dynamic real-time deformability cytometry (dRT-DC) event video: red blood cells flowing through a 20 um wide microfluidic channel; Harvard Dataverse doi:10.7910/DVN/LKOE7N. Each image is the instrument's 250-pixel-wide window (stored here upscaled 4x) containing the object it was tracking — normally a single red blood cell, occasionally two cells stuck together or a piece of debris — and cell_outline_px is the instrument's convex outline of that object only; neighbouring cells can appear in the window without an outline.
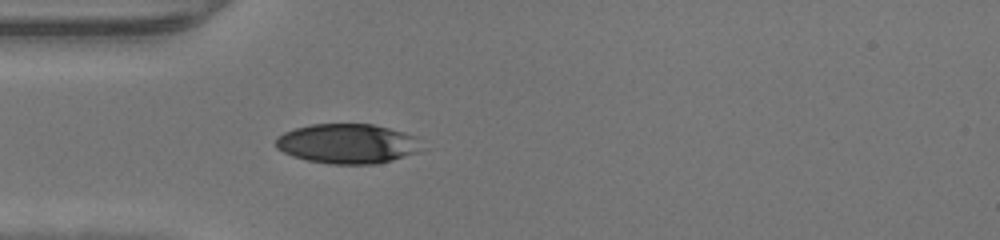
{"species": "human", "species_latin": "Homo sapiens", "temperature_condition": "warm", "stored_images_in_passage": 34, "camera_frame_rate_fps": 3000, "um_per_image_px": 0.085, "donor": {"sex": "male"}, "frame": {"image": 1, "passage_image": 1, "time_ms": 0.0, "image_size_px": [1000, 240], "cell_outline_px": [[420, 152], [392, 160], [376, 164], [328, 164], [308, 160], [292, 156], [276, 148], [276, 136], [284, 132], [296, 128], [312, 124], [372, 124], [404, 132], [416, 136]], "centroid_in_image_um": [29.51, 12.22], "position_along_channel_um": 55.5, "area_um2": 33.7}}
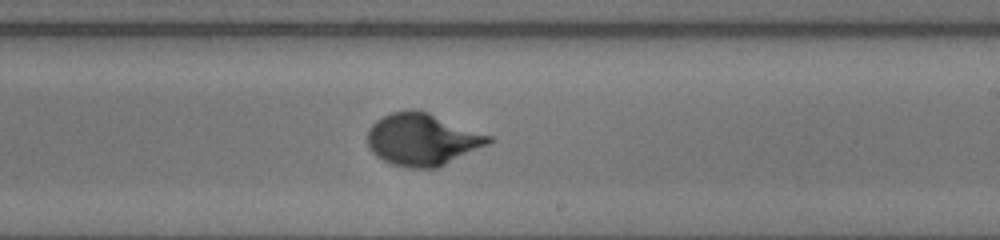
{"frame": {"image": 2, "passage_image": 15, "time_ms": 4.667, "image_size_px": [1000, 240], "cell_outline_px": [[492, 140], [488, 144], [440, 168], [408, 168], [392, 164], [376, 156], [368, 148], [368, 128], [376, 120], [392, 112], [412, 108], [416, 108], [428, 112], [492, 136]], "centroid_in_image_um": [35.89, 11.85], "position_along_channel_um": 253.1, "area_um2": 37.05}}
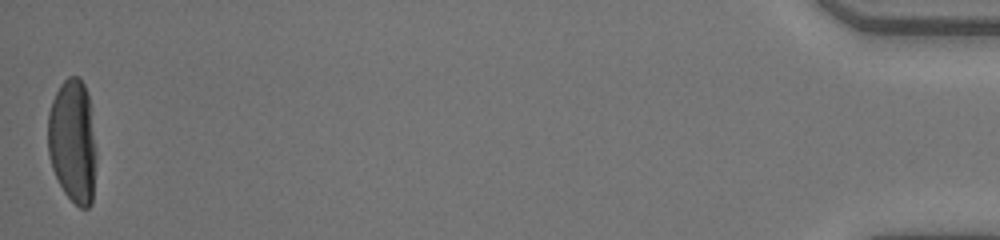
{"frame": {"image": 3, "passage_image": 34, "time_ms": 11.0, "image_size_px": [1000, 240], "cell_outline_px": [[96, 160], [92, 204], [88, 208], [80, 208], [64, 192], [52, 168], [48, 156], [48, 112], [52, 100], [60, 84], [68, 76], [80, 76], [84, 84], [88, 96], [96, 148]], "centroid_in_image_um": [6.18, 12.0], "position_along_channel_um": 429.0, "area_um2": 35.08}}